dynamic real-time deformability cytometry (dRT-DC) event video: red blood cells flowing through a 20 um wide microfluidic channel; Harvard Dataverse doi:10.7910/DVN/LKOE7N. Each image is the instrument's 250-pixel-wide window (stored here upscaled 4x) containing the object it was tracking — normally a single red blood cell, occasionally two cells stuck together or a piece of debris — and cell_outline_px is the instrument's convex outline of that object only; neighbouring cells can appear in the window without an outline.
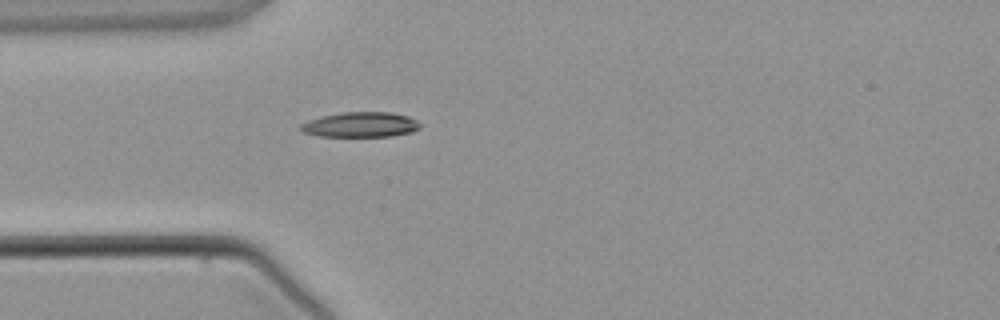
{"species": "common noctule bat (a hibernating species)", "species_latin": "Nyctalus noctula", "temperature_condition": "warm", "stored_images_in_passage": 2, "camera_frame_rate_fps": 3000, "um_per_image_px": 0.085, "animal": {"sex": "male", "body_mass_g": 21.5, "forearm_length_mm": 52.0}, "frame": {"image": 1, "passage_image": 2, "time_ms": 1.333, "image_size_px": [1000, 320], "cell_outline_px": [[420, 128], [412, 132], [392, 136], [320, 136], [304, 132], [300, 128], [300, 124], [308, 120], [324, 116], [344, 112], [392, 112], [408, 116], [416, 120], [420, 124]], "centroid_in_image_um": [30.68, 10.59], "position_along_channel_um": 54.3, "area_um2": 17.34}}